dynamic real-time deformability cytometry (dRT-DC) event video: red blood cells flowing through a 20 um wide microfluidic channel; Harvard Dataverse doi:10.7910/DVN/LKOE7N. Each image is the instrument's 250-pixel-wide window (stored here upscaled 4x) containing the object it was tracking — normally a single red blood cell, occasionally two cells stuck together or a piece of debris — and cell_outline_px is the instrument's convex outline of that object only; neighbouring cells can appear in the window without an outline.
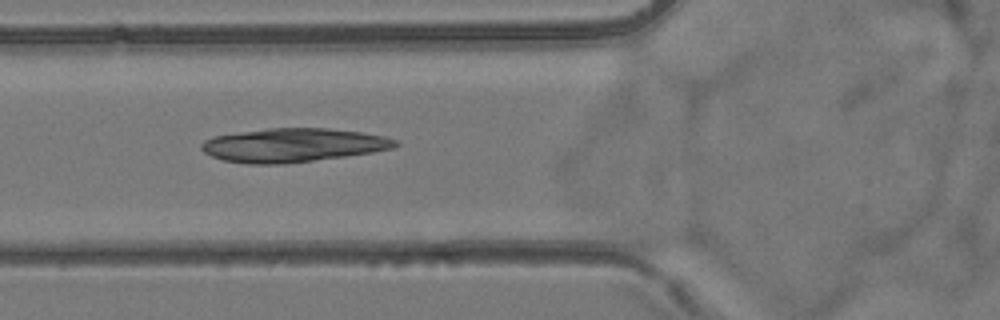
{"species": "common noctule bat (a hibernating species)", "species_latin": "Nyctalus noctula", "temperature_condition": "room temperature", "stored_images_in_passage": 6, "camera_frame_rate_fps": 3000, "um_per_image_px": 0.085, "animal": {"sex": "female", "body_mass_g": 24.6, "forearm_length_mm": 56.2}, "frame": {"image": 1, "passage_image": 4, "time_ms": 3.333, "image_size_px": [1000, 320], "cell_outline_px": [[400, 144], [392, 148], [372, 152], [344, 156], [284, 164], [248, 164], [224, 160], [212, 156], [204, 152], [200, 148], [200, 144], [204, 140], [212, 136], [268, 128], [328, 128], [360, 132], [384, 136], [396, 140]], "centroid_in_image_um": [24.87, 12.33], "position_along_channel_um": 100.9, "area_um2": 37.97}}
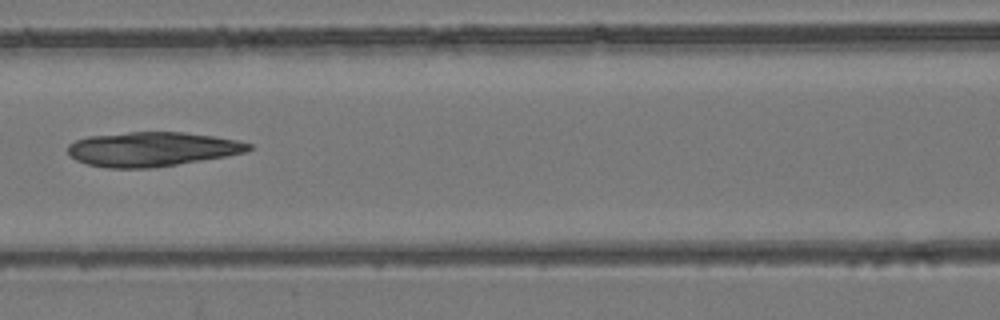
{"frame": {"image": 2, "passage_image": 5, "time_ms": 4.667, "image_size_px": [1000, 320], "cell_outline_px": [[252, 148], [244, 152], [224, 156], [152, 168], [104, 168], [88, 164], [76, 160], [68, 152], [68, 144], [76, 140], [88, 136], [128, 132], [184, 132], [212, 136], [236, 140], [252, 144]], "centroid_in_image_um": [12.87, 12.67], "position_along_channel_um": 153.7, "area_um2": 35.95}}
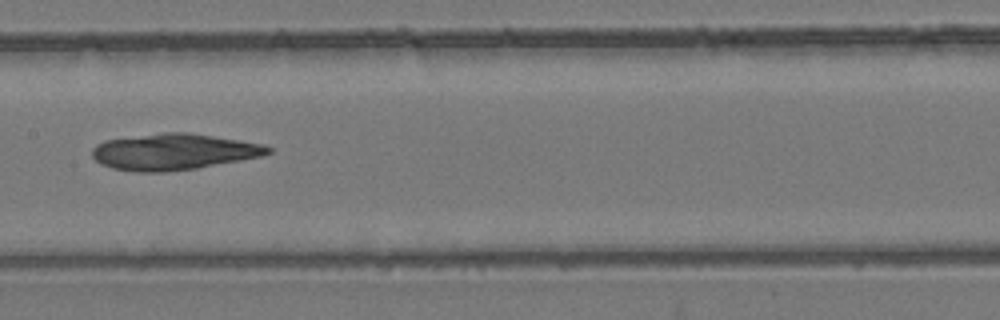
{"frame": {"image": 3, "passage_image": 6, "time_ms": 5.667, "image_size_px": [1000, 320], "cell_outline_px": [[272, 152], [260, 156], [240, 160], [196, 168], [164, 172], [136, 172], [112, 168], [100, 164], [92, 156], [92, 148], [96, 144], [104, 140], [164, 132], [188, 132], [240, 140], [264, 144], [272, 148]], "centroid_in_image_um": [14.73, 12.9], "position_along_channel_um": 192.7, "area_um2": 37.11}}